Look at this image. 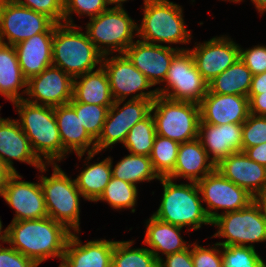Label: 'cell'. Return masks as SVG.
I'll use <instances>...</instances> for the list:
<instances>
[{
	"instance_id": "816d5d0a",
	"label": "cell",
	"mask_w": 266,
	"mask_h": 267,
	"mask_svg": "<svg viewBox=\"0 0 266 267\" xmlns=\"http://www.w3.org/2000/svg\"><path fill=\"white\" fill-rule=\"evenodd\" d=\"M256 200L260 203V205L262 206V209L264 211V214L266 215V189L264 190V192L262 194H260Z\"/></svg>"
},
{
	"instance_id": "9c48e42d",
	"label": "cell",
	"mask_w": 266,
	"mask_h": 267,
	"mask_svg": "<svg viewBox=\"0 0 266 267\" xmlns=\"http://www.w3.org/2000/svg\"><path fill=\"white\" fill-rule=\"evenodd\" d=\"M86 25L89 40L103 56L114 51L124 54L133 43L134 30H138V24L129 17L123 7L108 8L98 16L90 18Z\"/></svg>"
},
{
	"instance_id": "60d3db41",
	"label": "cell",
	"mask_w": 266,
	"mask_h": 267,
	"mask_svg": "<svg viewBox=\"0 0 266 267\" xmlns=\"http://www.w3.org/2000/svg\"><path fill=\"white\" fill-rule=\"evenodd\" d=\"M17 4L50 17L56 24L64 18V0H14Z\"/></svg>"
},
{
	"instance_id": "4dcf8cb0",
	"label": "cell",
	"mask_w": 266,
	"mask_h": 267,
	"mask_svg": "<svg viewBox=\"0 0 266 267\" xmlns=\"http://www.w3.org/2000/svg\"><path fill=\"white\" fill-rule=\"evenodd\" d=\"M86 166L75 182L84 199L97 202L112 177L111 157Z\"/></svg>"
},
{
	"instance_id": "1f68e13d",
	"label": "cell",
	"mask_w": 266,
	"mask_h": 267,
	"mask_svg": "<svg viewBox=\"0 0 266 267\" xmlns=\"http://www.w3.org/2000/svg\"><path fill=\"white\" fill-rule=\"evenodd\" d=\"M112 166V177L136 185L138 182L160 179L154 171L151 159L146 155L128 154L115 167Z\"/></svg>"
},
{
	"instance_id": "836d02e7",
	"label": "cell",
	"mask_w": 266,
	"mask_h": 267,
	"mask_svg": "<svg viewBox=\"0 0 266 267\" xmlns=\"http://www.w3.org/2000/svg\"><path fill=\"white\" fill-rule=\"evenodd\" d=\"M155 137V123L150 113L130 129L123 146L131 154L150 156Z\"/></svg>"
},
{
	"instance_id": "2e32d148",
	"label": "cell",
	"mask_w": 266,
	"mask_h": 267,
	"mask_svg": "<svg viewBox=\"0 0 266 267\" xmlns=\"http://www.w3.org/2000/svg\"><path fill=\"white\" fill-rule=\"evenodd\" d=\"M18 172L11 173L3 190L2 197L16 212L12 221L41 219L48 216L40 183L18 181Z\"/></svg>"
},
{
	"instance_id": "6da1fadb",
	"label": "cell",
	"mask_w": 266,
	"mask_h": 267,
	"mask_svg": "<svg viewBox=\"0 0 266 267\" xmlns=\"http://www.w3.org/2000/svg\"><path fill=\"white\" fill-rule=\"evenodd\" d=\"M71 233L48 216L12 221L5 229V243L39 265L50 257L61 258Z\"/></svg>"
},
{
	"instance_id": "681fc988",
	"label": "cell",
	"mask_w": 266,
	"mask_h": 267,
	"mask_svg": "<svg viewBox=\"0 0 266 267\" xmlns=\"http://www.w3.org/2000/svg\"><path fill=\"white\" fill-rule=\"evenodd\" d=\"M12 172L0 161V196L3 194L6 180Z\"/></svg>"
},
{
	"instance_id": "7c38bea8",
	"label": "cell",
	"mask_w": 266,
	"mask_h": 267,
	"mask_svg": "<svg viewBox=\"0 0 266 267\" xmlns=\"http://www.w3.org/2000/svg\"><path fill=\"white\" fill-rule=\"evenodd\" d=\"M201 199L207 205L205 212L213 221L219 213L211 210L225 209L224 212L237 211L247 207L256 198L246 189L237 186L214 169L197 182Z\"/></svg>"
},
{
	"instance_id": "9f6ffc18",
	"label": "cell",
	"mask_w": 266,
	"mask_h": 267,
	"mask_svg": "<svg viewBox=\"0 0 266 267\" xmlns=\"http://www.w3.org/2000/svg\"><path fill=\"white\" fill-rule=\"evenodd\" d=\"M229 1H231V2H240L242 0H229Z\"/></svg>"
},
{
	"instance_id": "c3c4849f",
	"label": "cell",
	"mask_w": 266,
	"mask_h": 267,
	"mask_svg": "<svg viewBox=\"0 0 266 267\" xmlns=\"http://www.w3.org/2000/svg\"><path fill=\"white\" fill-rule=\"evenodd\" d=\"M266 92V72L253 75L249 94H261Z\"/></svg>"
},
{
	"instance_id": "8992f818",
	"label": "cell",
	"mask_w": 266,
	"mask_h": 267,
	"mask_svg": "<svg viewBox=\"0 0 266 267\" xmlns=\"http://www.w3.org/2000/svg\"><path fill=\"white\" fill-rule=\"evenodd\" d=\"M151 113H153L157 135L178 143L198 138L201 120L198 103L171 100L157 95L153 100Z\"/></svg>"
},
{
	"instance_id": "f6af8a7d",
	"label": "cell",
	"mask_w": 266,
	"mask_h": 267,
	"mask_svg": "<svg viewBox=\"0 0 266 267\" xmlns=\"http://www.w3.org/2000/svg\"><path fill=\"white\" fill-rule=\"evenodd\" d=\"M159 267H194L190 247L182 252L169 254L158 261Z\"/></svg>"
},
{
	"instance_id": "ba28073f",
	"label": "cell",
	"mask_w": 266,
	"mask_h": 267,
	"mask_svg": "<svg viewBox=\"0 0 266 267\" xmlns=\"http://www.w3.org/2000/svg\"><path fill=\"white\" fill-rule=\"evenodd\" d=\"M212 225L218 228L213 237L227 239L217 242L219 245L254 248L252 243L266 241V215L256 199L243 209L219 214L212 221ZM248 243L251 244L246 245Z\"/></svg>"
},
{
	"instance_id": "603a6c76",
	"label": "cell",
	"mask_w": 266,
	"mask_h": 267,
	"mask_svg": "<svg viewBox=\"0 0 266 267\" xmlns=\"http://www.w3.org/2000/svg\"><path fill=\"white\" fill-rule=\"evenodd\" d=\"M198 139L210 161L217 165L230 154L242 151V124L199 123Z\"/></svg>"
},
{
	"instance_id": "52a82bcc",
	"label": "cell",
	"mask_w": 266,
	"mask_h": 267,
	"mask_svg": "<svg viewBox=\"0 0 266 267\" xmlns=\"http://www.w3.org/2000/svg\"><path fill=\"white\" fill-rule=\"evenodd\" d=\"M50 177L41 176L40 185L43 191L48 217L63 224L69 231L79 233V197L82 196L77 188L75 179L55 163Z\"/></svg>"
},
{
	"instance_id": "9a60e30c",
	"label": "cell",
	"mask_w": 266,
	"mask_h": 267,
	"mask_svg": "<svg viewBox=\"0 0 266 267\" xmlns=\"http://www.w3.org/2000/svg\"><path fill=\"white\" fill-rule=\"evenodd\" d=\"M73 81L72 76L51 65L40 74L30 77L27 87L22 92L30 96L25 99L27 102L41 105L40 101L42 105L56 107L68 104L72 100ZM34 97L35 100H32Z\"/></svg>"
},
{
	"instance_id": "30bf717a",
	"label": "cell",
	"mask_w": 266,
	"mask_h": 267,
	"mask_svg": "<svg viewBox=\"0 0 266 267\" xmlns=\"http://www.w3.org/2000/svg\"><path fill=\"white\" fill-rule=\"evenodd\" d=\"M164 82H167L166 88H156L157 95L171 100L199 104L208 91V83L197 70L189 49L179 50L174 55Z\"/></svg>"
},
{
	"instance_id": "db71d44e",
	"label": "cell",
	"mask_w": 266,
	"mask_h": 267,
	"mask_svg": "<svg viewBox=\"0 0 266 267\" xmlns=\"http://www.w3.org/2000/svg\"><path fill=\"white\" fill-rule=\"evenodd\" d=\"M2 222H1V219H0V240L4 243L5 242V230L2 231ZM3 233V234H1Z\"/></svg>"
},
{
	"instance_id": "ac0fdd59",
	"label": "cell",
	"mask_w": 266,
	"mask_h": 267,
	"mask_svg": "<svg viewBox=\"0 0 266 267\" xmlns=\"http://www.w3.org/2000/svg\"><path fill=\"white\" fill-rule=\"evenodd\" d=\"M179 50H184V48H173L137 40L126 49L124 54L154 86L164 82L171 61Z\"/></svg>"
},
{
	"instance_id": "d6a6232c",
	"label": "cell",
	"mask_w": 266,
	"mask_h": 267,
	"mask_svg": "<svg viewBox=\"0 0 266 267\" xmlns=\"http://www.w3.org/2000/svg\"><path fill=\"white\" fill-rule=\"evenodd\" d=\"M131 241H116L111 267H159L156 256L149 248L131 249Z\"/></svg>"
},
{
	"instance_id": "8d00e7d4",
	"label": "cell",
	"mask_w": 266,
	"mask_h": 267,
	"mask_svg": "<svg viewBox=\"0 0 266 267\" xmlns=\"http://www.w3.org/2000/svg\"><path fill=\"white\" fill-rule=\"evenodd\" d=\"M68 104L75 110L88 134L96 141L102 132L110 107L80 103L73 98Z\"/></svg>"
},
{
	"instance_id": "ab89813d",
	"label": "cell",
	"mask_w": 266,
	"mask_h": 267,
	"mask_svg": "<svg viewBox=\"0 0 266 267\" xmlns=\"http://www.w3.org/2000/svg\"><path fill=\"white\" fill-rule=\"evenodd\" d=\"M108 5L104 0H64V18L65 24L73 25V20L69 17L76 13L80 15H88L90 18L98 16L108 9Z\"/></svg>"
},
{
	"instance_id": "ee69618b",
	"label": "cell",
	"mask_w": 266,
	"mask_h": 267,
	"mask_svg": "<svg viewBox=\"0 0 266 267\" xmlns=\"http://www.w3.org/2000/svg\"><path fill=\"white\" fill-rule=\"evenodd\" d=\"M38 264L11 246L3 248L0 244V267H37Z\"/></svg>"
},
{
	"instance_id": "5b68a950",
	"label": "cell",
	"mask_w": 266,
	"mask_h": 267,
	"mask_svg": "<svg viewBox=\"0 0 266 267\" xmlns=\"http://www.w3.org/2000/svg\"><path fill=\"white\" fill-rule=\"evenodd\" d=\"M143 19L137 27L140 39L147 43H190V31L184 25L182 8L168 0H144Z\"/></svg>"
},
{
	"instance_id": "cb8c5ba5",
	"label": "cell",
	"mask_w": 266,
	"mask_h": 267,
	"mask_svg": "<svg viewBox=\"0 0 266 267\" xmlns=\"http://www.w3.org/2000/svg\"><path fill=\"white\" fill-rule=\"evenodd\" d=\"M115 242L103 239L82 244L77 234L72 232L61 257L60 266L111 267Z\"/></svg>"
},
{
	"instance_id": "7402d4cb",
	"label": "cell",
	"mask_w": 266,
	"mask_h": 267,
	"mask_svg": "<svg viewBox=\"0 0 266 267\" xmlns=\"http://www.w3.org/2000/svg\"><path fill=\"white\" fill-rule=\"evenodd\" d=\"M54 115L63 146V159L71 151H74L80 159L87 151V160H91L98 153L96 141L82 126L75 110L69 104L60 105L54 107Z\"/></svg>"
},
{
	"instance_id": "44dd1931",
	"label": "cell",
	"mask_w": 266,
	"mask_h": 267,
	"mask_svg": "<svg viewBox=\"0 0 266 267\" xmlns=\"http://www.w3.org/2000/svg\"><path fill=\"white\" fill-rule=\"evenodd\" d=\"M215 169L255 198L266 189V167L251 160L243 151L230 154Z\"/></svg>"
},
{
	"instance_id": "7a4b0ae2",
	"label": "cell",
	"mask_w": 266,
	"mask_h": 267,
	"mask_svg": "<svg viewBox=\"0 0 266 267\" xmlns=\"http://www.w3.org/2000/svg\"><path fill=\"white\" fill-rule=\"evenodd\" d=\"M18 109L21 129L28 137L34 153L45 164H55V160L63 159V146L54 107L37 105L25 99L13 102ZM44 157V161L42 156Z\"/></svg>"
},
{
	"instance_id": "11a10c76",
	"label": "cell",
	"mask_w": 266,
	"mask_h": 267,
	"mask_svg": "<svg viewBox=\"0 0 266 267\" xmlns=\"http://www.w3.org/2000/svg\"><path fill=\"white\" fill-rule=\"evenodd\" d=\"M259 267H266V264L263 259H261L260 266Z\"/></svg>"
},
{
	"instance_id": "7bdbcfd3",
	"label": "cell",
	"mask_w": 266,
	"mask_h": 267,
	"mask_svg": "<svg viewBox=\"0 0 266 267\" xmlns=\"http://www.w3.org/2000/svg\"><path fill=\"white\" fill-rule=\"evenodd\" d=\"M240 59L253 75L266 72V46L257 45L247 50L240 48Z\"/></svg>"
},
{
	"instance_id": "e575fe53",
	"label": "cell",
	"mask_w": 266,
	"mask_h": 267,
	"mask_svg": "<svg viewBox=\"0 0 266 267\" xmlns=\"http://www.w3.org/2000/svg\"><path fill=\"white\" fill-rule=\"evenodd\" d=\"M179 145L177 141L156 134L149 157L159 177H167L174 170Z\"/></svg>"
},
{
	"instance_id": "f907efd6",
	"label": "cell",
	"mask_w": 266,
	"mask_h": 267,
	"mask_svg": "<svg viewBox=\"0 0 266 267\" xmlns=\"http://www.w3.org/2000/svg\"><path fill=\"white\" fill-rule=\"evenodd\" d=\"M256 9L262 14L266 11V0H251Z\"/></svg>"
},
{
	"instance_id": "3957f363",
	"label": "cell",
	"mask_w": 266,
	"mask_h": 267,
	"mask_svg": "<svg viewBox=\"0 0 266 267\" xmlns=\"http://www.w3.org/2000/svg\"><path fill=\"white\" fill-rule=\"evenodd\" d=\"M79 30L75 24H56L52 41V65L73 78L93 71L103 58L87 33Z\"/></svg>"
},
{
	"instance_id": "8fae6325",
	"label": "cell",
	"mask_w": 266,
	"mask_h": 267,
	"mask_svg": "<svg viewBox=\"0 0 266 267\" xmlns=\"http://www.w3.org/2000/svg\"><path fill=\"white\" fill-rule=\"evenodd\" d=\"M56 23L48 16L17 4L14 0L0 2V42L12 46L38 33H54Z\"/></svg>"
},
{
	"instance_id": "e0dca14e",
	"label": "cell",
	"mask_w": 266,
	"mask_h": 267,
	"mask_svg": "<svg viewBox=\"0 0 266 267\" xmlns=\"http://www.w3.org/2000/svg\"><path fill=\"white\" fill-rule=\"evenodd\" d=\"M190 52L197 70L207 83L240 59V46L224 36L199 43Z\"/></svg>"
},
{
	"instance_id": "484cf974",
	"label": "cell",
	"mask_w": 266,
	"mask_h": 267,
	"mask_svg": "<svg viewBox=\"0 0 266 267\" xmlns=\"http://www.w3.org/2000/svg\"><path fill=\"white\" fill-rule=\"evenodd\" d=\"M209 159L198 138L180 143L176 165L167 177L172 180L182 177L197 183L215 169L216 165Z\"/></svg>"
},
{
	"instance_id": "83f0119b",
	"label": "cell",
	"mask_w": 266,
	"mask_h": 267,
	"mask_svg": "<svg viewBox=\"0 0 266 267\" xmlns=\"http://www.w3.org/2000/svg\"><path fill=\"white\" fill-rule=\"evenodd\" d=\"M146 224L147 231L143 242L151 247L149 250L156 256L158 261L162 259L159 251L167 256L182 252L190 247L180 236L179 232L183 227L163 222L153 215Z\"/></svg>"
},
{
	"instance_id": "f1b7e54d",
	"label": "cell",
	"mask_w": 266,
	"mask_h": 267,
	"mask_svg": "<svg viewBox=\"0 0 266 267\" xmlns=\"http://www.w3.org/2000/svg\"><path fill=\"white\" fill-rule=\"evenodd\" d=\"M24 87L27 79L22 74L15 47L0 42V94L13 103L25 99L19 94Z\"/></svg>"
},
{
	"instance_id": "f35d334b",
	"label": "cell",
	"mask_w": 266,
	"mask_h": 267,
	"mask_svg": "<svg viewBox=\"0 0 266 267\" xmlns=\"http://www.w3.org/2000/svg\"><path fill=\"white\" fill-rule=\"evenodd\" d=\"M266 142V116L249 114L242 124V151Z\"/></svg>"
},
{
	"instance_id": "d590c367",
	"label": "cell",
	"mask_w": 266,
	"mask_h": 267,
	"mask_svg": "<svg viewBox=\"0 0 266 267\" xmlns=\"http://www.w3.org/2000/svg\"><path fill=\"white\" fill-rule=\"evenodd\" d=\"M137 195L136 185L111 177L110 182L97 201H106L114 209L132 208L131 212L134 213Z\"/></svg>"
},
{
	"instance_id": "f546056e",
	"label": "cell",
	"mask_w": 266,
	"mask_h": 267,
	"mask_svg": "<svg viewBox=\"0 0 266 267\" xmlns=\"http://www.w3.org/2000/svg\"><path fill=\"white\" fill-rule=\"evenodd\" d=\"M253 74L239 59L208 83V91L216 94L248 97Z\"/></svg>"
},
{
	"instance_id": "d6986e66",
	"label": "cell",
	"mask_w": 266,
	"mask_h": 267,
	"mask_svg": "<svg viewBox=\"0 0 266 267\" xmlns=\"http://www.w3.org/2000/svg\"><path fill=\"white\" fill-rule=\"evenodd\" d=\"M12 159L46 171V164L34 153L30 141L17 120L0 117V161L13 173Z\"/></svg>"
},
{
	"instance_id": "4316f807",
	"label": "cell",
	"mask_w": 266,
	"mask_h": 267,
	"mask_svg": "<svg viewBox=\"0 0 266 267\" xmlns=\"http://www.w3.org/2000/svg\"><path fill=\"white\" fill-rule=\"evenodd\" d=\"M76 79H81L80 81ZM73 99L76 102L96 104L111 107L114 99L111 93L109 79L102 67L74 78Z\"/></svg>"
},
{
	"instance_id": "f5cc1de1",
	"label": "cell",
	"mask_w": 266,
	"mask_h": 267,
	"mask_svg": "<svg viewBox=\"0 0 266 267\" xmlns=\"http://www.w3.org/2000/svg\"><path fill=\"white\" fill-rule=\"evenodd\" d=\"M107 5L115 4L116 8H122V4L126 2L127 0H104Z\"/></svg>"
},
{
	"instance_id": "7dc6e473",
	"label": "cell",
	"mask_w": 266,
	"mask_h": 267,
	"mask_svg": "<svg viewBox=\"0 0 266 267\" xmlns=\"http://www.w3.org/2000/svg\"><path fill=\"white\" fill-rule=\"evenodd\" d=\"M244 152L251 160L266 167V142L247 148Z\"/></svg>"
},
{
	"instance_id": "bcb514c9",
	"label": "cell",
	"mask_w": 266,
	"mask_h": 267,
	"mask_svg": "<svg viewBox=\"0 0 266 267\" xmlns=\"http://www.w3.org/2000/svg\"><path fill=\"white\" fill-rule=\"evenodd\" d=\"M250 114L266 116V92L248 94Z\"/></svg>"
},
{
	"instance_id": "74e56055",
	"label": "cell",
	"mask_w": 266,
	"mask_h": 267,
	"mask_svg": "<svg viewBox=\"0 0 266 267\" xmlns=\"http://www.w3.org/2000/svg\"><path fill=\"white\" fill-rule=\"evenodd\" d=\"M222 248L223 267H259L261 257L256 253L255 248L249 246L231 245Z\"/></svg>"
},
{
	"instance_id": "5bb4252c",
	"label": "cell",
	"mask_w": 266,
	"mask_h": 267,
	"mask_svg": "<svg viewBox=\"0 0 266 267\" xmlns=\"http://www.w3.org/2000/svg\"><path fill=\"white\" fill-rule=\"evenodd\" d=\"M101 65L108 75L114 101L126 100L127 96L139 91L131 99L154 100L157 97L156 89L143 92L153 85L125 54L115 55L111 58H107L105 55Z\"/></svg>"
},
{
	"instance_id": "4fadbf2b",
	"label": "cell",
	"mask_w": 266,
	"mask_h": 267,
	"mask_svg": "<svg viewBox=\"0 0 266 267\" xmlns=\"http://www.w3.org/2000/svg\"><path fill=\"white\" fill-rule=\"evenodd\" d=\"M125 100L114 101L109 108L103 129L96 140V152L104 150L116 143L126 140L130 129L151 113L153 100L129 99L123 107L119 108Z\"/></svg>"
},
{
	"instance_id": "ffe728a7",
	"label": "cell",
	"mask_w": 266,
	"mask_h": 267,
	"mask_svg": "<svg viewBox=\"0 0 266 267\" xmlns=\"http://www.w3.org/2000/svg\"><path fill=\"white\" fill-rule=\"evenodd\" d=\"M199 106L200 123L211 125L243 124L250 114L248 97L240 95L216 94L207 91Z\"/></svg>"
},
{
	"instance_id": "b9f144b4",
	"label": "cell",
	"mask_w": 266,
	"mask_h": 267,
	"mask_svg": "<svg viewBox=\"0 0 266 267\" xmlns=\"http://www.w3.org/2000/svg\"><path fill=\"white\" fill-rule=\"evenodd\" d=\"M214 247L204 248L198 244H191V256L194 267H223L222 253L217 249L220 245L214 244ZM217 246V248H216Z\"/></svg>"
},
{
	"instance_id": "d4e9b609",
	"label": "cell",
	"mask_w": 266,
	"mask_h": 267,
	"mask_svg": "<svg viewBox=\"0 0 266 267\" xmlns=\"http://www.w3.org/2000/svg\"><path fill=\"white\" fill-rule=\"evenodd\" d=\"M53 35L38 33L14 46L22 74L27 80L52 65Z\"/></svg>"
},
{
	"instance_id": "277c9868",
	"label": "cell",
	"mask_w": 266,
	"mask_h": 267,
	"mask_svg": "<svg viewBox=\"0 0 266 267\" xmlns=\"http://www.w3.org/2000/svg\"><path fill=\"white\" fill-rule=\"evenodd\" d=\"M159 180L164 191L158 210L152 214L154 217L180 227L191 226L192 230L201 228L202 224L212 225L196 182L176 184L168 177H160Z\"/></svg>"
}]
</instances>
